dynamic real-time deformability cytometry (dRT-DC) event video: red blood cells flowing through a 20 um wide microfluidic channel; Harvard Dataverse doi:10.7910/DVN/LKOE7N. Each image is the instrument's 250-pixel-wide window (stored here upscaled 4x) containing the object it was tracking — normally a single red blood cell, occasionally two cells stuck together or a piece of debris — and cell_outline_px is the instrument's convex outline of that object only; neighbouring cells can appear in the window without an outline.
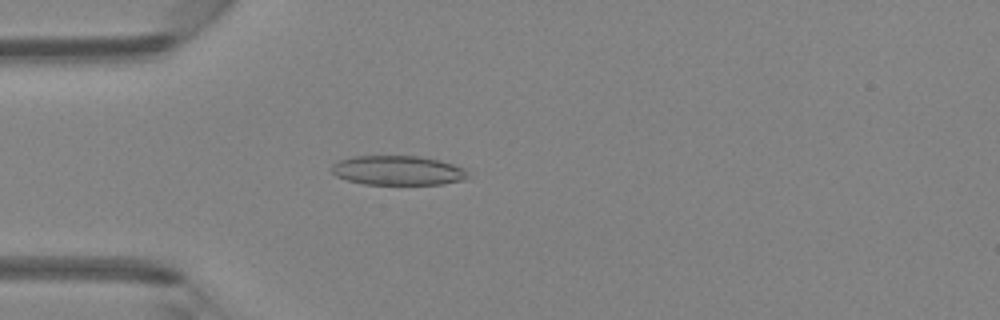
{"species": "Egyptian fruit bat (a non-hibernating species)", "species_latin": "Rousettus aegyptiacus", "temperature_condition": "room temperature", "stored_images_in_passage": 3, "camera_frame_rate_fps": 3000, "um_per_image_px": 0.085, "animal": {"sex": "female"}, "frame": {"image": 1, "passage_image": 3, "time_ms": 2.333, "image_size_px": [1000, 320], "cell_outline_px": [[468, 176], [464, 180], [444, 184], [364, 184], [348, 180], [336, 176], [332, 172], [332, 164], [336, 160], [352, 156], [416, 156], [440, 160], [464, 168]], "centroid_in_image_um": [33.79, 14.48], "position_along_channel_um": 51.2, "area_um2": 23.41}}